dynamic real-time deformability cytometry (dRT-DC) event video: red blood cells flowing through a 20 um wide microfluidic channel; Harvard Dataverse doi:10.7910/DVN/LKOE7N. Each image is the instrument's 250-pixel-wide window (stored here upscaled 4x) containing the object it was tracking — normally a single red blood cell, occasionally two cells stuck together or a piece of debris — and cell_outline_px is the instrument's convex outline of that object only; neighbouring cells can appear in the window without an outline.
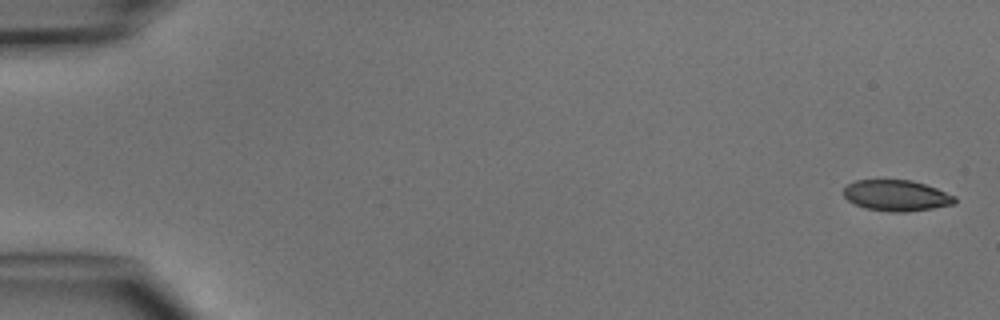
{"species": "common noctule bat (a hibernating species)", "species_latin": "Nyctalus noctula", "temperature_condition": "cold", "stored_images_in_passage": 5, "camera_frame_rate_fps": 3000, "um_per_image_px": 0.085, "animal": {"sex": "male", "body_mass_g": 15.6}, "frame": {"image": 1, "passage_image": 1, "time_ms": 0.0, "image_size_px": [1000, 320], "cell_outline_px": [[956, 200], [952, 204], [932, 208], [904, 212], [892, 212], [864, 208], [848, 200], [844, 196], [844, 188], [848, 184], [856, 180], [912, 180], [936, 188], [956, 196]], "centroid_in_image_um": [76.19, 16.62], "position_along_channel_um": 8.8, "area_um2": 19.88}}
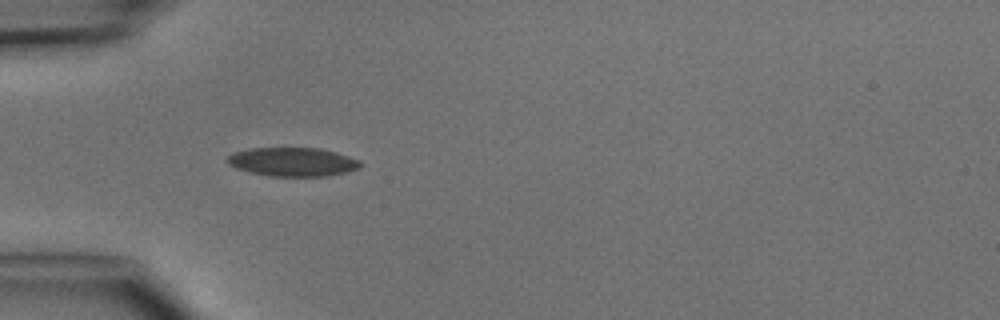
{"frame": {"image": 2, "passage_image": 5, "time_ms": 4.667, "image_size_px": [1000, 320], "cell_outline_px": [[360, 168], [328, 176], [272, 176], [252, 172], [236, 168], [228, 164], [228, 156], [232, 152], [248, 148], [320, 148], [336, 152], [360, 160]], "centroid_in_image_um": [24.87, 13.75], "position_along_channel_um": 60.1, "area_um2": 22.2}}